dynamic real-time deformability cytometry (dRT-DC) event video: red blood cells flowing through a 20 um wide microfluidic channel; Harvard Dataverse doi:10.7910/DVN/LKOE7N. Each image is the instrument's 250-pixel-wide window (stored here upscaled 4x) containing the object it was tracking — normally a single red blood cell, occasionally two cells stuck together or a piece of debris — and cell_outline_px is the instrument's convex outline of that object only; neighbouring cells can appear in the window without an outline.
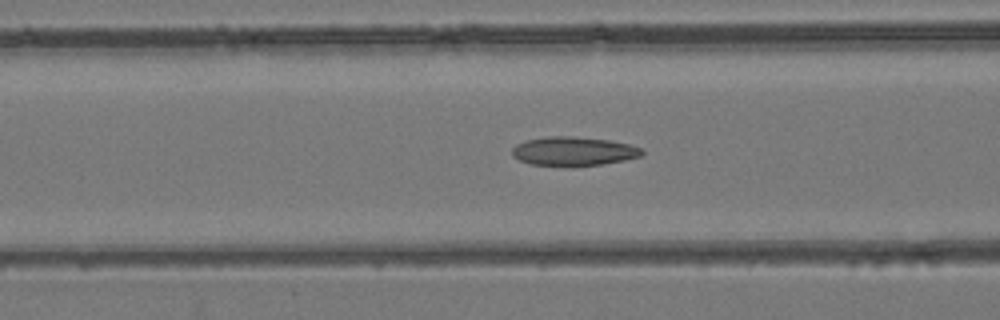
{"species": "common noctule bat (a hibernating species)", "species_latin": "Nyctalus noctula", "temperature_condition": "room temperature", "stored_images_in_passage": 48, "camera_frame_rate_fps": 3000, "um_per_image_px": 0.085, "animal": {"sex": "female", "body_mass_g": 24.6, "forearm_length_mm": 56.2}, "frame": {"image": 1, "passage_image": 19, "time_ms": 6.0, "image_size_px": [1000, 320], "cell_outline_px": [[644, 152], [640, 156], [624, 160], [600, 164], [572, 168], [532, 164], [520, 160], [512, 156], [512, 148], [516, 144], [524, 140], [548, 136], [572, 136], [608, 140], [628, 144], [644, 148]], "centroid_in_image_um": [48.72, 12.87], "position_along_channel_um": 117.9, "area_um2": 22.31}}
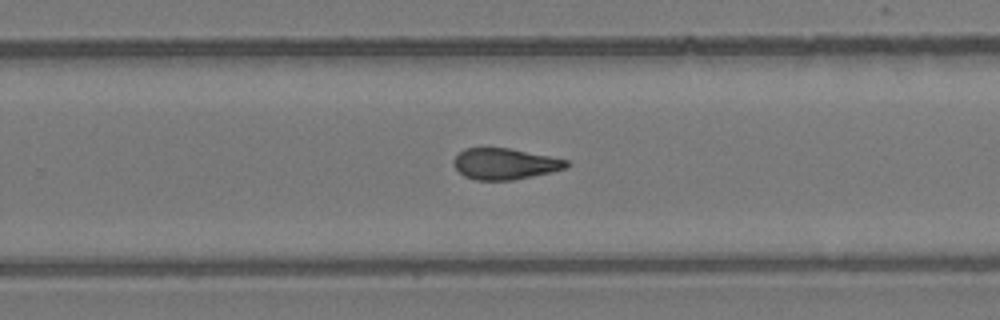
{"frame": {"image": 2, "passage_image": 31, "time_ms": 10.0, "image_size_px": [1000, 320], "cell_outline_px": [[568, 164], [564, 168], [532, 176], [512, 180], [476, 180], [464, 176], [452, 164], [452, 160], [464, 148], [508, 148], [568, 160]], "centroid_in_image_um": [42.84, 13.93], "position_along_channel_um": 287.0, "area_um2": 20.11}}
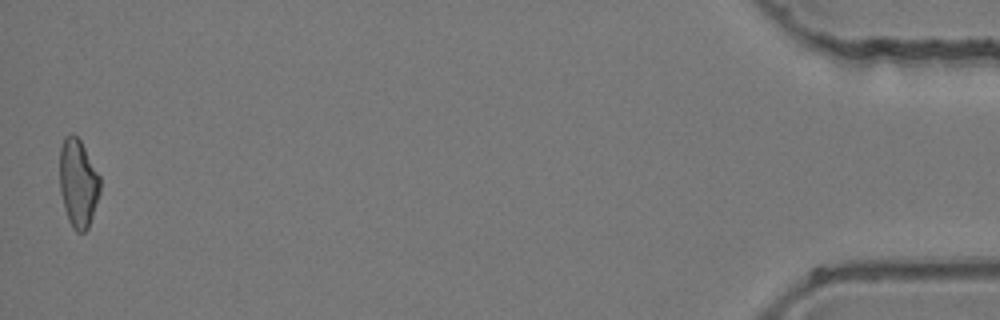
{"frame": {"image": 3, "passage_image": 48, "time_ms": 15.667, "image_size_px": [1000, 320], "cell_outline_px": [[100, 192], [88, 228], [84, 232], [76, 232], [72, 228], [68, 220], [64, 208], [60, 192], [60, 148], [64, 136], [72, 132], [80, 140], [100, 176]], "centroid_in_image_um": [6.63, 15.56], "position_along_channel_um": 428.6, "area_um2": 20.81}}